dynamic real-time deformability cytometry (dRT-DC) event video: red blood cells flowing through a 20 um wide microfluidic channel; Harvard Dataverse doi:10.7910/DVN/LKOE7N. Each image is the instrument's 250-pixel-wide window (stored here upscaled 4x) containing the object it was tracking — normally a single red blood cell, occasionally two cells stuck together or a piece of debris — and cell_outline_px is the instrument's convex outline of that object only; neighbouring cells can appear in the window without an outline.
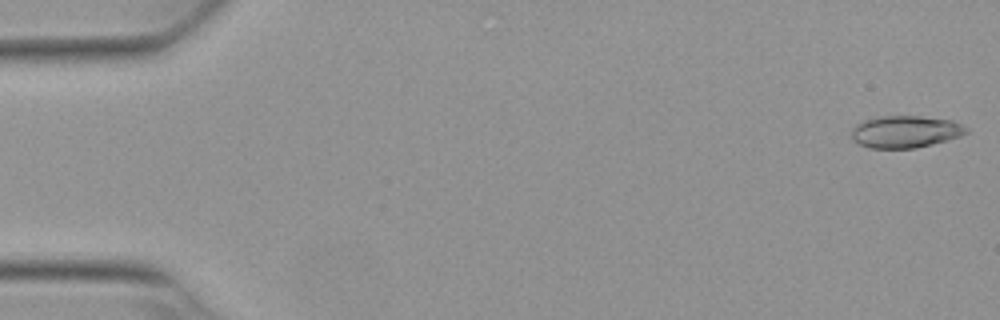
{"species": "Egyptian fruit bat (a non-hibernating species)", "species_latin": "Rousettus aegyptiacus", "temperature_condition": "warm", "stored_images_in_passage": 53, "camera_frame_rate_fps": 3000, "um_per_image_px": 0.085, "animal": {"sex": "female"}, "frame": {"image": 1, "passage_image": 1, "time_ms": 0.0, "image_size_px": [1000, 320], "cell_outline_px": [[968, 132], [960, 136], [932, 144], [916, 148], [868, 148], [852, 140], [852, 128], [856, 124], [864, 120], [880, 116], [920, 116], [952, 120], [968, 128]], "centroid_in_image_um": [76.94, 11.19], "position_along_channel_um": 8.1, "area_um2": 21.44}}
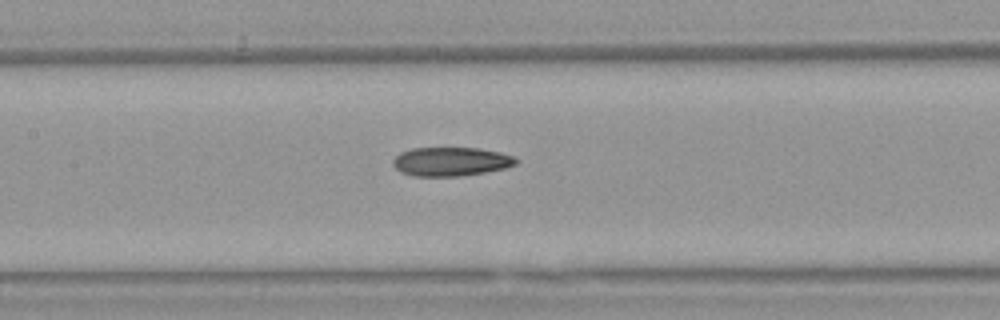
{"frame": {"image": 2, "passage_image": 25, "time_ms": 8.0, "image_size_px": [1000, 320], "cell_outline_px": [[520, 160], [516, 164], [504, 168], [484, 172], [460, 176], [412, 176], [400, 172], [392, 164], [392, 160], [400, 152], [412, 148], [476, 148], [500, 152], [512, 156]], "centroid_in_image_um": [38.3, 13.73], "position_along_channel_um": 169.1, "area_um2": 20.69}}
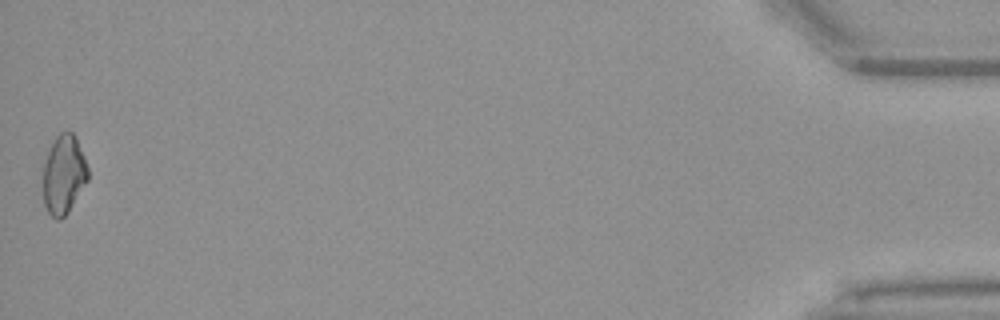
{"frame": {"image": 3, "passage_image": 53, "time_ms": 17.333, "image_size_px": [1000, 320], "cell_outline_px": [[88, 180], [68, 212], [60, 220], [56, 220], [48, 212], [44, 204], [44, 164], [48, 152], [56, 136], [60, 132], [72, 132], [84, 156], [88, 168]], "centroid_in_image_um": [5.42, 14.86], "position_along_channel_um": 429.8, "area_um2": 20.29}, "authors_computed_cell_mechanics": {"area_um2": 20.9814, "velocity_mm_per_s": 3.8351, "shape_relaxation_time_tau1_ms": null, "shape_relaxation_time_tau2_ms": 4.7998, "deformation_change_tau1": null, "deformation_change_tau2": 0.1249}}